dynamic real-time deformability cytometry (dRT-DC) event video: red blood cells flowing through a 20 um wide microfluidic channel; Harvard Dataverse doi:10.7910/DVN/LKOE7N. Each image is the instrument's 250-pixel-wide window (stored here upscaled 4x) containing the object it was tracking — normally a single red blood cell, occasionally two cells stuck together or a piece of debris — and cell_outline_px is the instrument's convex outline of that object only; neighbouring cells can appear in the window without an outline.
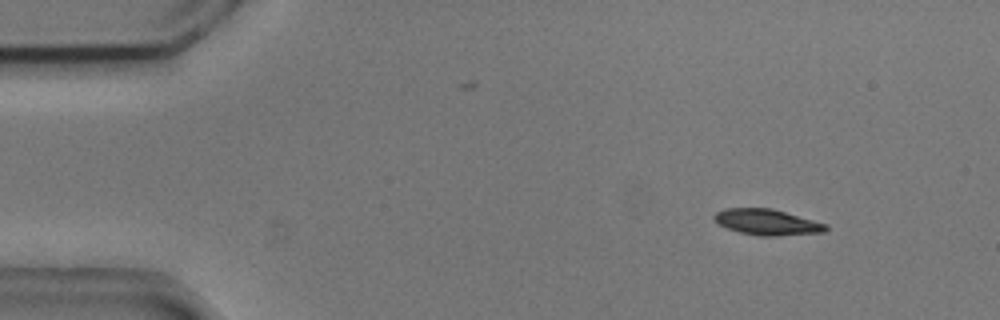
{"species": "common noctule bat (a hibernating species)", "species_latin": "Nyctalus noctula", "temperature_condition": "cold", "stored_images_in_passage": 54, "camera_frame_rate_fps": 3000, "um_per_image_px": 0.085, "animal": {"sex": "male", "body_mass_g": 20.5, "forearm_length_mm": 52.5}, "frame": {"image": 1, "passage_image": 6, "time_ms": 1.667, "image_size_px": [1000, 320], "cell_outline_px": [[828, 228], [824, 232], [776, 236], [760, 236], [740, 232], [728, 228], [720, 224], [712, 216], [716, 212], [724, 208], [772, 208], [828, 224]], "centroid_in_image_um": [65.22, 18.87], "position_along_channel_um": 19.8, "area_um2": 16.76}}
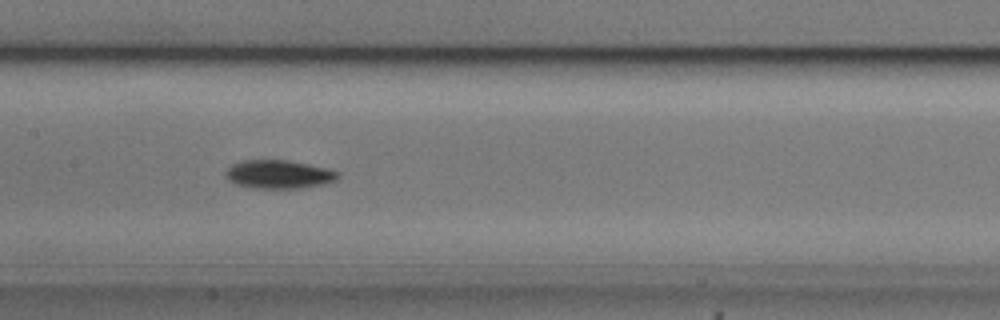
{"frame": {"image": 2, "passage_image": 26, "time_ms": 8.333, "image_size_px": [1000, 320], "cell_outline_px": [[340, 176], [336, 180], [324, 184], [300, 188], [252, 188], [236, 184], [228, 180], [224, 176], [224, 172], [232, 164], [244, 160], [288, 160], [328, 168], [340, 172]], "centroid_in_image_um": [23.7, 14.82], "position_along_channel_um": 183.7, "area_um2": 18.79}}
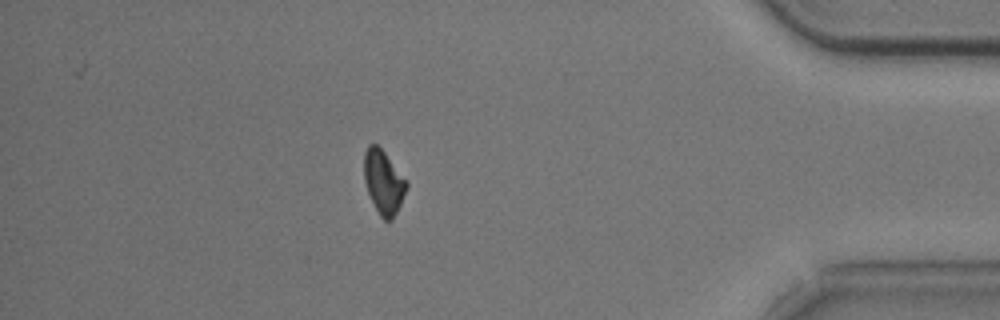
{"frame": {"image": 3, "passage_image": 47, "time_ms": 15.333, "image_size_px": [1000, 320], "cell_outline_px": [[408, 188], [392, 220], [384, 220], [380, 216], [368, 192], [364, 180], [364, 152], [368, 144], [376, 144], [384, 152], [408, 180]], "centroid_in_image_um": [32.61, 15.45], "position_along_channel_um": 402.6, "area_um2": 15.72}, "authors_computed_cell_mechanics": {"area_um2": 17.2822, "velocity_mm_per_s": 3.7243, "shape_relaxation_time_tau1_ms": 2.0685, "shape_relaxation_time_tau2_ms": null, "deformation_change_tau1": 0.1071, "deformation_change_tau2": null}}